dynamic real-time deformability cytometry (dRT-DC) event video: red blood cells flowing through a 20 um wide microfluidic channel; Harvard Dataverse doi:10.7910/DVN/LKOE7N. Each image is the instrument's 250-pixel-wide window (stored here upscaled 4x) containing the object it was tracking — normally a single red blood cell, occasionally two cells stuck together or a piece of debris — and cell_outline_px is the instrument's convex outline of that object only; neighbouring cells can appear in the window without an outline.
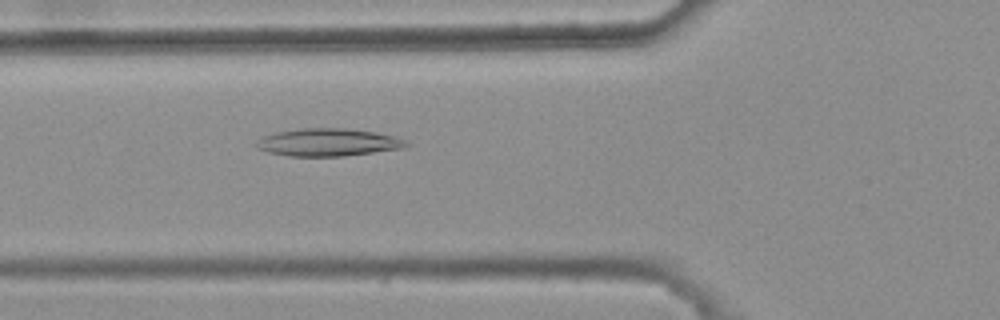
{"species": "common noctule bat (a hibernating species)", "species_latin": "Nyctalus noctula", "temperature_condition": "warm", "stored_images_in_passage": 5, "camera_frame_rate_fps": 3000, "um_per_image_px": 0.085, "animal": {"sex": "female", "body_mass_g": 25.1}, "frame": {"image": 1, "passage_image": 5, "time_ms": 1.333, "image_size_px": [1000, 320], "cell_outline_px": [[412, 144], [400, 148], [344, 156], [288, 156], [268, 152], [256, 148], [256, 140], [264, 136], [276, 132], [300, 128], [344, 128], [376, 132], [408, 140]], "centroid_in_image_um": [27.87, 12.09], "position_along_channel_um": 97.9, "area_um2": 24.1}}